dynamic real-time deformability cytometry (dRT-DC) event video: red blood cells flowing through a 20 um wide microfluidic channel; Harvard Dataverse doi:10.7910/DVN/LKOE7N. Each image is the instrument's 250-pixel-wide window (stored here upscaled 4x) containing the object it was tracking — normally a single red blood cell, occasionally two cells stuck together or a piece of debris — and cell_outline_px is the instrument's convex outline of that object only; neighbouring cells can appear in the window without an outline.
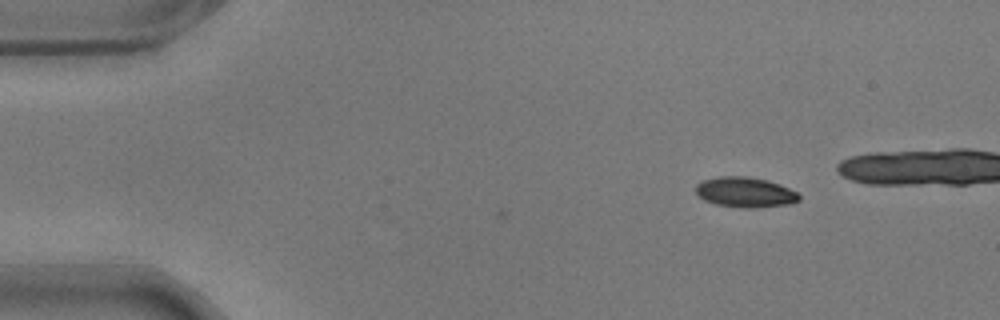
{"species": "common noctule bat (a hibernating species)", "species_latin": "Nyctalus noctula", "temperature_condition": "warm", "stored_images_in_passage": 2, "camera_frame_rate_fps": 3000, "um_per_image_px": 0.085, "animal": {"sex": "male", "body_mass_g": 17.9}, "frame": {"image": 1, "passage_image": 2, "time_ms": 0.333, "image_size_px": [1000, 320], "cell_outline_px": [[800, 200], [792, 204], [756, 208], [740, 208], [716, 204], [704, 200], [696, 192], [696, 184], [704, 180], [720, 176], [748, 176], [768, 180], [780, 184], [796, 192], [800, 196]], "centroid_in_image_um": [63.37, 16.34], "position_along_channel_um": 21.6, "area_um2": 18.32}}